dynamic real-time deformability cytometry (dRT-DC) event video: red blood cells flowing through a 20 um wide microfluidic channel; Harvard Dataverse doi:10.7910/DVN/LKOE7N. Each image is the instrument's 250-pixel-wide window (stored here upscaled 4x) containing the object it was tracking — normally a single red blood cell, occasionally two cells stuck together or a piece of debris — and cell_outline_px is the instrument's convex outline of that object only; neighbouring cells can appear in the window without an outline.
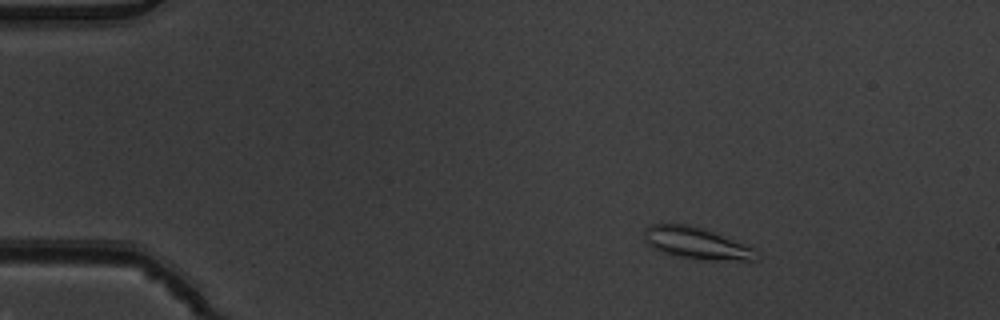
{"species": "common noctule bat (a hibernating species)", "species_latin": "Nyctalus noctula", "temperature_condition": "warm", "stored_images_in_passage": 4, "camera_frame_rate_fps": 3000, "um_per_image_px": 0.085, "animal": {"sex": "male", "body_mass_g": 19.5, "forearm_length_mm": 54.6}, "frame": {"image": 1, "passage_image": 2, "time_ms": 0.333, "image_size_px": [1000, 320], "cell_outline_px": [[760, 256], [756, 260], [704, 260], [672, 256], [652, 248], [648, 244], [644, 236], [644, 232], [652, 224], [688, 224], [704, 228], [752, 248]], "centroid_in_image_um": [59.17, 20.69], "position_along_channel_um": 25.8, "area_um2": 20.58}}